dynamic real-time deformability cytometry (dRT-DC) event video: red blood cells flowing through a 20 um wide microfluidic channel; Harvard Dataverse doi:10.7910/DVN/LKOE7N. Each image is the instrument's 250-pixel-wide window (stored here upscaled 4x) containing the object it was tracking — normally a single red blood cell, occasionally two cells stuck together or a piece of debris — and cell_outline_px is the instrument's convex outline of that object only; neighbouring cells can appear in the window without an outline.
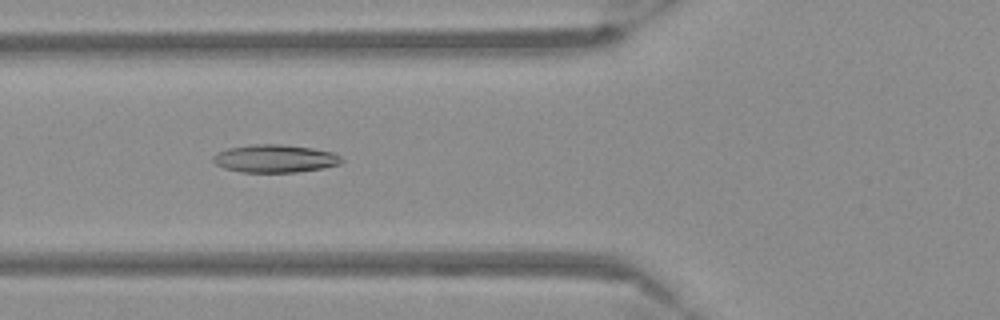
{"species": "Egyptian fruit bat (a non-hibernating species)", "species_latin": "Rousettus aegyptiacus", "temperature_condition": "warm", "stored_images_in_passage": 53, "camera_frame_rate_fps": 3000, "um_per_image_px": 0.085, "frame": {"image": 1, "passage_image": 20, "time_ms": 6.333, "image_size_px": [1000, 320], "cell_outline_px": [[344, 160], [340, 164], [324, 168], [296, 172], [240, 172], [224, 168], [216, 164], [212, 160], [212, 156], [216, 152], [228, 148], [252, 144], [280, 144], [312, 148], [332, 152], [340, 156]], "centroid_in_image_um": [23.35, 13.48], "position_along_channel_um": 102.4, "area_um2": 20.98}}
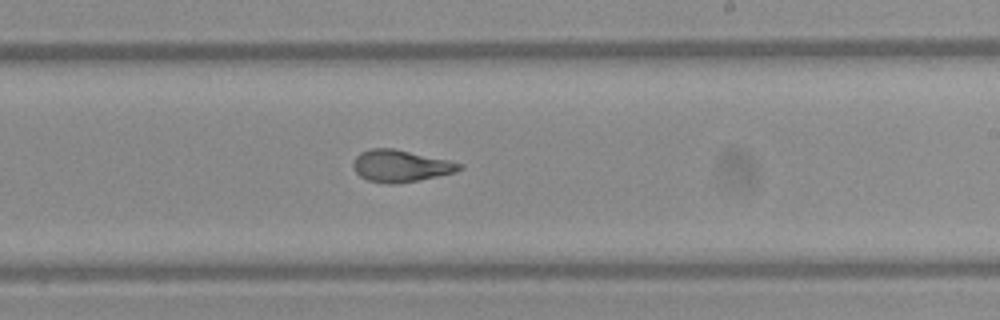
{"frame": {"image": 2, "passage_image": 32, "time_ms": 10.333, "image_size_px": [1000, 320], "cell_outline_px": [[464, 168], [456, 172], [396, 184], [388, 184], [368, 180], [360, 176], [352, 168], [352, 160], [360, 152], [372, 148], [392, 148], [448, 160], [464, 164]], "centroid_in_image_um": [34.03, 14.1], "position_along_channel_um": 255.0, "area_um2": 19.71}}
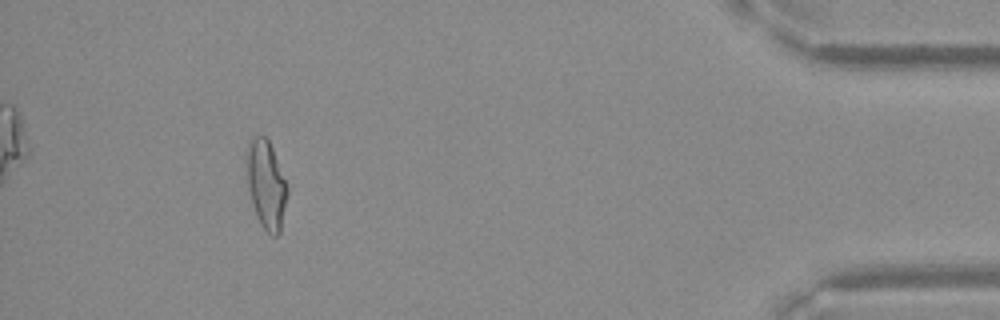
{"frame": {"image": 3, "passage_image": 49, "time_ms": 16.0, "image_size_px": [1000, 320], "cell_outline_px": [[288, 196], [280, 232], [276, 236], [272, 236], [260, 224], [256, 216], [252, 204], [248, 184], [244, 156], [244, 152], [248, 144], [256, 136], [264, 136], [268, 140], [272, 148], [288, 188]], "centroid_in_image_um": [22.6, 15.69], "position_along_channel_um": 412.6, "area_um2": 21.04}}